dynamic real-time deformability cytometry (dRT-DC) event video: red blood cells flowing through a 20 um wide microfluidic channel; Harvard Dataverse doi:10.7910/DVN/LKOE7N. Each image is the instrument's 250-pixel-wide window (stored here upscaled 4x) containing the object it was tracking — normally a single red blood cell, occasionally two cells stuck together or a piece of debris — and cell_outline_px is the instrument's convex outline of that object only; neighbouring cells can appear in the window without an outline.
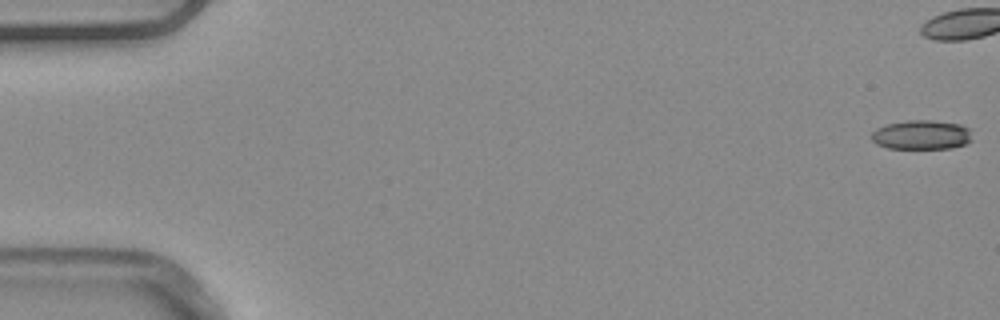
{"species": "common noctule bat (a hibernating species)", "species_latin": "Nyctalus noctula", "temperature_condition": "warm", "stored_images_in_passage": 42, "camera_frame_rate_fps": 3000, "um_per_image_px": 0.085, "animal": {"sex": "male", "body_mass_g": 20.4}, "frame": {"image": 1, "passage_image": 1, "time_ms": 0.0, "image_size_px": [1000, 320], "cell_outline_px": [[972, 140], [968, 144], [952, 148], [888, 148], [876, 144], [872, 140], [872, 132], [876, 128], [888, 124], [908, 120], [932, 120], [960, 124], [968, 128]], "centroid_in_image_um": [78.35, 11.46], "position_along_channel_um": 6.7, "area_um2": 17.22}}